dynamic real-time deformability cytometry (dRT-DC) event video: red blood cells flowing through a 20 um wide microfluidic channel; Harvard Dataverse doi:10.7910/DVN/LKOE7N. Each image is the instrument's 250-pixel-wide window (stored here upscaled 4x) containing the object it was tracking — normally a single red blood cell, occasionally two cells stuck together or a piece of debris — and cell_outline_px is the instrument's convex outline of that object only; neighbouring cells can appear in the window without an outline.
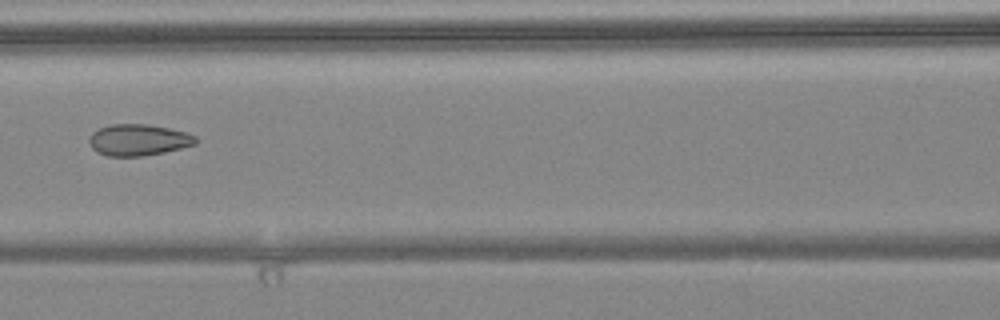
{"species": "common noctule bat (a hibernating species)", "species_latin": "Nyctalus noctula", "temperature_condition": "warm", "stored_images_in_passage": 7, "camera_frame_rate_fps": 3000, "um_per_image_px": 0.085, "animal": {"sex": "female", "body_mass_g": 24.6, "forearm_length_mm": 56.2}, "frame": {"image": 1, "passage_image": 5, "time_ms": 1.333, "image_size_px": [1000, 320], "cell_outline_px": [[196, 144], [164, 152], [144, 156], [108, 156], [96, 152], [92, 148], [88, 140], [88, 136], [92, 132], [100, 128], [112, 124], [144, 124], [168, 128], [184, 132], [196, 136]], "centroid_in_image_um": [11.72, 11.9], "position_along_channel_um": 154.9, "area_um2": 19.42}}
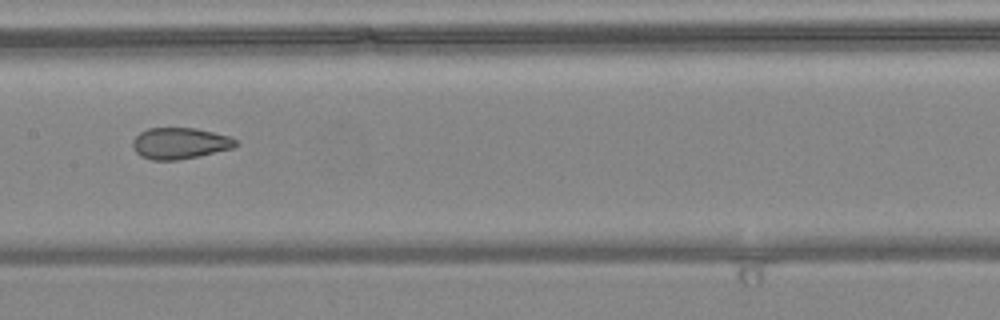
{"frame": {"image": 2, "passage_image": 6, "time_ms": 1.667, "image_size_px": [1000, 320], "cell_outline_px": [[236, 144], [232, 148], [200, 156], [176, 160], [152, 160], [140, 156], [132, 148], [132, 140], [140, 132], [148, 128], [196, 128], [228, 136], [236, 140]], "centroid_in_image_um": [15.24, 12.18], "position_along_channel_um": 192.2, "area_um2": 18.73}}
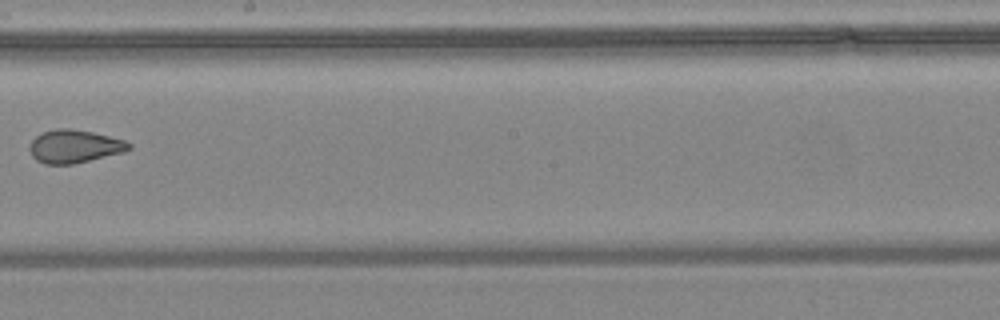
{"frame": {"image": 3, "passage_image": 7, "time_ms": 2.0, "image_size_px": [1000, 320], "cell_outline_px": [[132, 148], [124, 152], [72, 164], [44, 164], [36, 160], [32, 156], [28, 148], [28, 144], [36, 136], [44, 132], [56, 128], [68, 128], [92, 132], [124, 140], [132, 144]], "centroid_in_image_um": [6.3, 12.44], "position_along_channel_um": 241.9, "area_um2": 19.13}}